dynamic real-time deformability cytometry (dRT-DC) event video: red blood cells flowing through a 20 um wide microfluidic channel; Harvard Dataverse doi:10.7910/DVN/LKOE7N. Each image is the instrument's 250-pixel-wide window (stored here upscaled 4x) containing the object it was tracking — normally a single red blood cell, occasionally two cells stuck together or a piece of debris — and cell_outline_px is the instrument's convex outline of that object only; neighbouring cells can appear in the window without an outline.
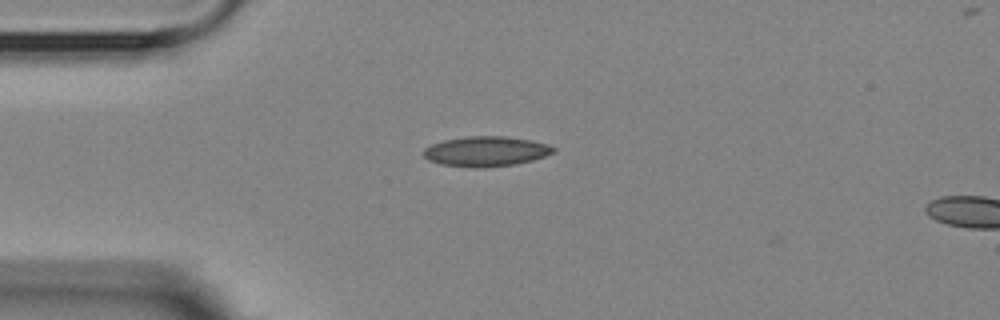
{"species": "Egyptian fruit bat (a non-hibernating species)", "species_latin": "Rousettus aegyptiacus", "temperature_condition": "room temperature", "stored_images_in_passage": 2, "segment_of_instrument_passage": [1, 2], "camera_frame_rate_fps": 3000, "um_per_image_px": 0.085, "animal": {"sex": "female"}, "frame": {"image": 1, "passage_image": 1, "time_ms": 0.0, "image_size_px": [1000, 320], "cell_outline_px": [[556, 152], [532, 160], [516, 164], [476, 168], [472, 168], [440, 164], [428, 160], [420, 152], [424, 148], [432, 144], [444, 140], [468, 136], [504, 136], [532, 140], [548, 144], [556, 148]], "centroid_in_image_um": [41.29, 12.86], "position_along_channel_um": 43.7, "area_um2": 22.89}}